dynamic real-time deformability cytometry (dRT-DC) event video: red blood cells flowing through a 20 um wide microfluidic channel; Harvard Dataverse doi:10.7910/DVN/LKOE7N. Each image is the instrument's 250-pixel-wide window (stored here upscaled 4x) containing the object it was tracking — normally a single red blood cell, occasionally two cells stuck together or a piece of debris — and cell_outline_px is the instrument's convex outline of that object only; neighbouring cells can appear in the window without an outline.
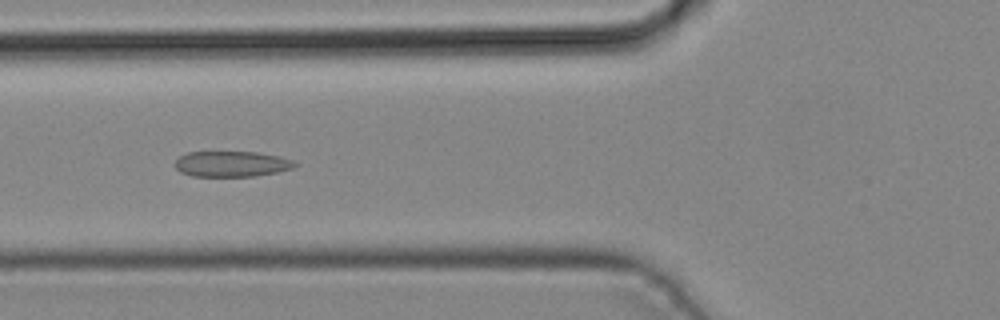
{"species": "common noctule bat (a hibernating species)", "species_latin": "Nyctalus noctula", "temperature_condition": "cold", "stored_images_in_passage": 3, "camera_frame_rate_fps": 3000, "um_per_image_px": 0.085, "animal": {"sex": "male", "body_mass_g": 19.2, "forearm_length_mm": 51.8}, "frame": {"image": 1, "passage_image": 3, "time_ms": 0.667, "image_size_px": [1000, 320], "cell_outline_px": [[300, 164], [292, 168], [276, 172], [252, 176], [192, 176], [180, 172], [176, 168], [176, 160], [180, 156], [188, 152], [256, 152], [280, 156], [292, 160]], "centroid_in_image_um": [19.7, 13.93], "position_along_channel_um": 106.1, "area_um2": 17.8}}